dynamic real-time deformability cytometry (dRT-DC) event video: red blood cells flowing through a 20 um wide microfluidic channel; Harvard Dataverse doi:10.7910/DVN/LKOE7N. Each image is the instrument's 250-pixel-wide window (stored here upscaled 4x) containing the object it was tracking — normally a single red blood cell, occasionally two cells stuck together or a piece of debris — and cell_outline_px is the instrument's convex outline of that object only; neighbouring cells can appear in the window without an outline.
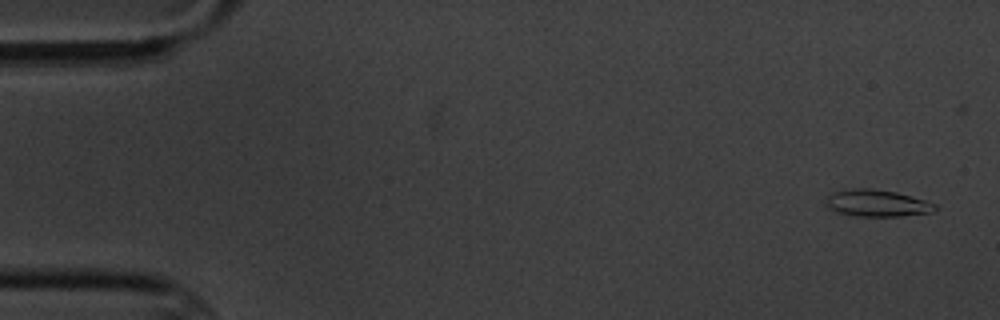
{"species": "common noctule bat (a hibernating species)", "species_latin": "Nyctalus noctula", "temperature_condition": "cold", "stored_images_in_passage": 5, "camera_frame_rate_fps": 3000, "um_per_image_px": 0.085, "animal": {"sex": "male", "body_mass_g": 20.1, "forearm_length_mm": 53.5}, "frame": {"image": 1, "passage_image": 1, "time_ms": 0.0, "image_size_px": [1000, 320], "cell_outline_px": [[940, 208], [932, 212], [900, 216], [860, 216], [840, 212], [828, 208], [824, 204], [824, 200], [832, 192], [852, 188], [868, 188], [896, 192], [924, 200], [936, 204]], "centroid_in_image_um": [74.54, 17.26], "position_along_channel_um": 10.5, "area_um2": 17.05}}
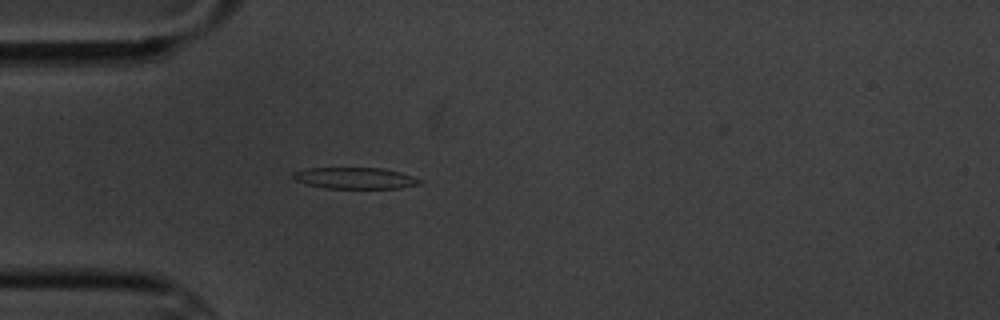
{"frame": {"image": 2, "passage_image": 5, "time_ms": 4.667, "image_size_px": [1000, 320], "cell_outline_px": [[424, 180], [420, 184], [400, 188], [324, 188], [308, 184], [296, 180], [292, 176], [292, 172], [308, 168], [384, 168], [400, 172]], "centroid_in_image_um": [30.21, 15.14], "position_along_channel_um": 54.8, "area_um2": 15.72}}